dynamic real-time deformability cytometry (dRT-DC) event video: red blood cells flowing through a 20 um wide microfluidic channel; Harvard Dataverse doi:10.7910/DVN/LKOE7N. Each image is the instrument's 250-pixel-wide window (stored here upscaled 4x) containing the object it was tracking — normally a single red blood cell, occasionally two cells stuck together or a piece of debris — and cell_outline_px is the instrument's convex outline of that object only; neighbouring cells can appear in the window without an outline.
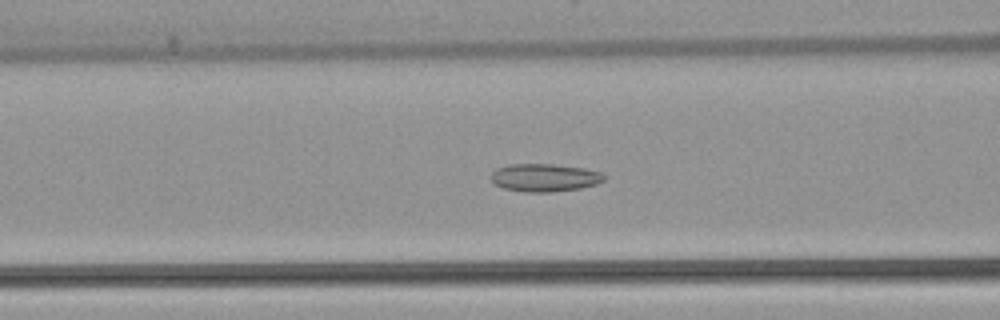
{"species": "common noctule bat (a hibernating species)", "species_latin": "Nyctalus noctula", "temperature_condition": "warm", "stored_images_in_passage": 54, "camera_frame_rate_fps": 3000, "um_per_image_px": 0.085, "animal": {"sex": "female", "body_mass_g": 22.7, "forearm_length_mm": 54.2}, "frame": {"image": 1, "passage_image": 22, "time_ms": 7.0, "image_size_px": [1000, 320], "cell_outline_px": [[604, 180], [596, 184], [580, 188], [548, 192], [524, 192], [504, 188], [496, 184], [492, 180], [492, 172], [496, 168], [512, 164], [552, 164], [584, 168], [600, 172], [604, 176]], "centroid_in_image_um": [46.28, 15.09], "position_along_channel_um": 120.3, "area_um2": 18.15}}
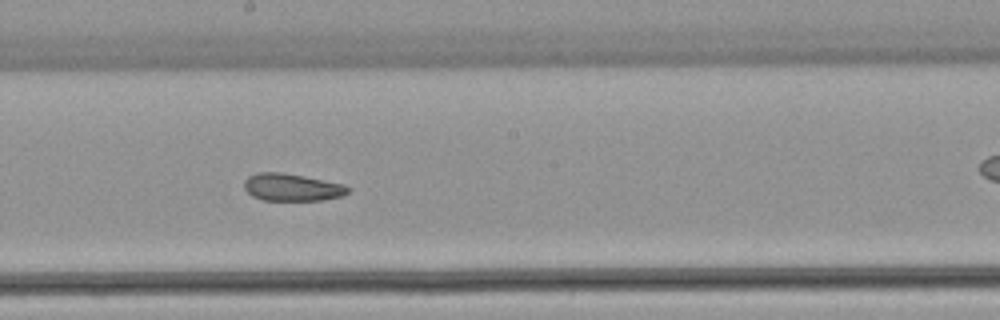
{"frame": {"image": 2, "passage_image": 30, "time_ms": 9.667, "image_size_px": [1000, 320], "cell_outline_px": [[348, 192], [340, 196], [324, 200], [264, 200], [252, 196], [244, 188], [244, 180], [248, 176], [256, 172], [280, 172], [304, 176], [344, 184], [348, 188]], "centroid_in_image_um": [24.77, 15.91], "position_along_channel_um": 223.4, "area_um2": 16.47}}
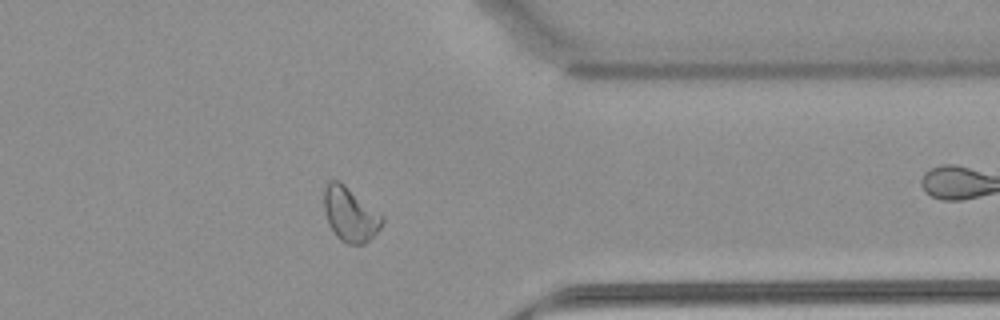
{"frame": {"image": 3, "passage_image": 43, "time_ms": 14.0, "image_size_px": [1000, 320], "cell_outline_px": [[384, 224], [364, 244], [348, 244], [340, 240], [336, 236], [328, 224], [324, 208], [324, 188], [328, 180], [340, 180], [384, 216]], "centroid_in_image_um": [29.76, 18.2], "position_along_channel_um": 381.6, "area_um2": 18.55}, "authors_computed_cell_mechanics": {"area_um2": 19.7098, "velocity_mm_per_s": 3.8787, "shape_relaxation_time_tau1_ms": null, "shape_relaxation_time_tau2_ms": 3.4158, "deformation_change_tau1": null, "deformation_change_tau2": 0.088}}